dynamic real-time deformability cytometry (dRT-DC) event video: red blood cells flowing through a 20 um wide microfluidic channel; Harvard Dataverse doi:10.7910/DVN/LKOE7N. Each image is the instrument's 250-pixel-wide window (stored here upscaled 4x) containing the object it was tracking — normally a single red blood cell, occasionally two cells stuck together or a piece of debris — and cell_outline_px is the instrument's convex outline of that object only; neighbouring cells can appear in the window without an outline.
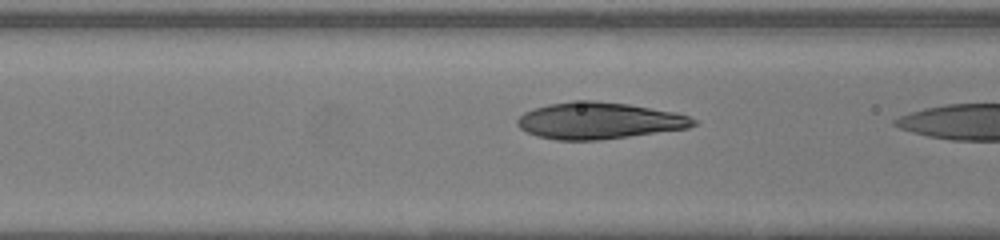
{"species": "human", "species_latin": "Homo sapiens", "temperature_condition": "warm", "stored_images_in_passage": 5, "camera_frame_rate_fps": 3000, "um_per_image_px": 0.085, "donor": {"sex": "female"}, "frame": {"image": 1, "passage_image": 4, "time_ms": 1.0, "image_size_px": [1000, 240], "cell_outline_px": [[696, 124], [688, 128], [600, 140], [556, 140], [536, 136], [520, 128], [516, 124], [516, 120], [524, 112], [532, 108], [548, 104], [572, 100], [596, 100], [628, 104], [676, 112], [688, 116], [696, 120]], "centroid_in_image_um": [50.88, 10.25], "position_along_channel_um": 115.7, "area_um2": 37.74}}